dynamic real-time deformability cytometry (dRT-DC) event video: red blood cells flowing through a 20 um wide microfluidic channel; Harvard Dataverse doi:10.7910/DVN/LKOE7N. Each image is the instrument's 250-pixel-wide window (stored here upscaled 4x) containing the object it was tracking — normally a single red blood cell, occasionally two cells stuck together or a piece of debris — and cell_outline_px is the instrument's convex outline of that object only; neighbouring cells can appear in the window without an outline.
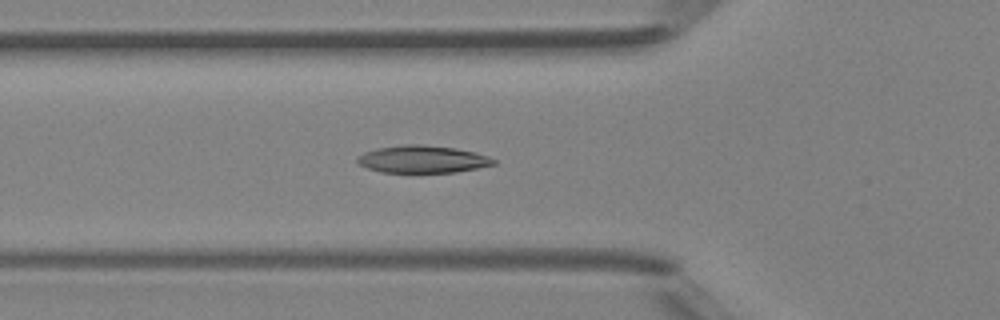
{"species": "Egyptian fruit bat (a non-hibernating species)", "species_latin": "Rousettus aegyptiacus", "temperature_condition": "room temperature", "stored_images_in_passage": 43, "camera_frame_rate_fps": 3000, "um_per_image_px": 0.085, "animal": {"sex": "female"}, "frame": {"image": 1, "passage_image": 12, "time_ms": 3.667, "image_size_px": [1000, 320], "cell_outline_px": [[496, 164], [456, 172], [380, 172], [368, 168], [360, 164], [356, 160], [356, 156], [364, 152], [376, 148], [400, 144], [416, 144], [456, 148], [476, 152], [488, 156], [496, 160]], "centroid_in_image_um": [35.9, 13.52], "position_along_channel_um": 89.9, "area_um2": 21.79}}
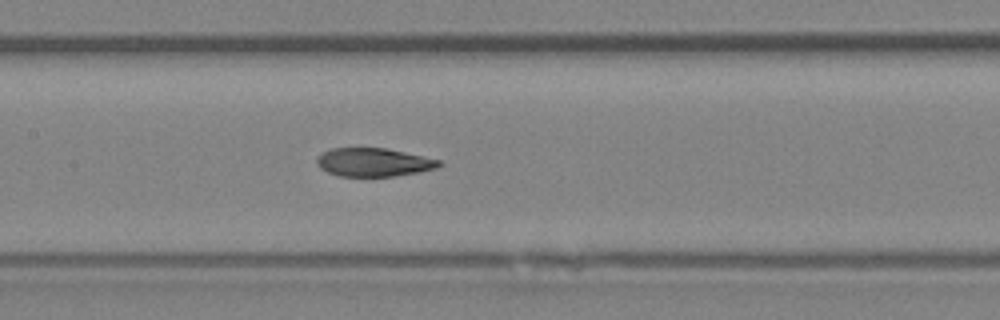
{"frame": {"image": 2, "passage_image": 18, "time_ms": 5.667, "image_size_px": [1000, 320], "cell_outline_px": [[444, 164], [436, 168], [420, 172], [396, 176], [340, 176], [328, 172], [320, 168], [316, 164], [316, 160], [324, 152], [332, 148], [388, 148], [440, 160]], "centroid_in_image_um": [31.79, 13.79], "position_along_channel_um": 175.6, "area_um2": 20.23}}
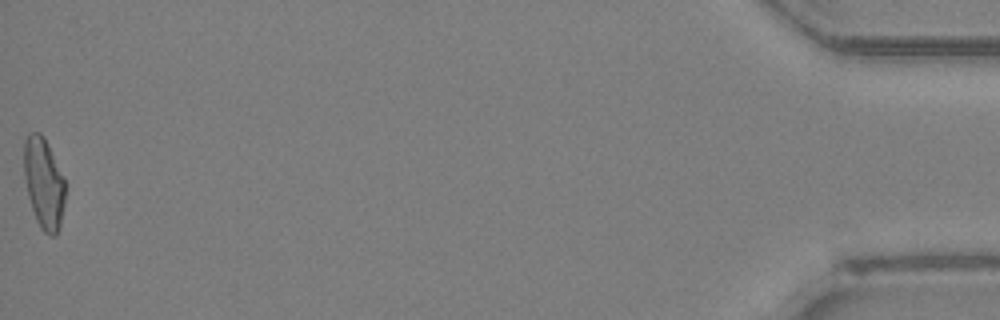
{"frame": {"image": 3, "passage_image": 43, "time_ms": 14.0, "image_size_px": [1000, 320], "cell_outline_px": [[64, 204], [60, 224], [56, 236], [52, 236], [44, 232], [40, 228], [36, 220], [28, 196], [24, 176], [24, 140], [28, 132], [40, 132], [44, 136], [64, 176]], "centroid_in_image_um": [3.71, 15.54], "position_along_channel_um": 431.5, "area_um2": 21.91}, "authors_computed_cell_mechanics": {"area_um2": 21.6172, "velocity_mm_per_s": 4.3012, "shape_relaxation_time_tau1_ms": null, "shape_relaxation_time_tau2_ms": 1.4709, "deformation_change_tau1": null, "deformation_change_tau2": 0.0649}}